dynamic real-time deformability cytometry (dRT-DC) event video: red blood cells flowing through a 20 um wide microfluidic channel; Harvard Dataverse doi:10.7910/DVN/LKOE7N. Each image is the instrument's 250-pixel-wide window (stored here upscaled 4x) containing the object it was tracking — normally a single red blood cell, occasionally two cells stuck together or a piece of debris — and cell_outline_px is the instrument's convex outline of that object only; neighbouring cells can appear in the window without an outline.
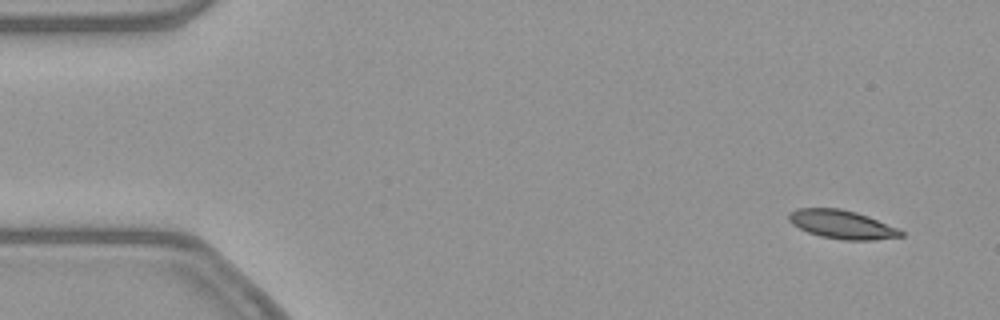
{"species": "common noctule bat (a hibernating species)", "species_latin": "Nyctalus noctula", "temperature_condition": "warm", "stored_images_in_passage": 14, "camera_frame_rate_fps": 3000, "um_per_image_px": 0.085, "animal": {"sex": "female", "body_mass_g": 21.9}, "frame": {"image": 1, "passage_image": 3, "time_ms": 0.667, "image_size_px": [1000, 320], "cell_outline_px": [[904, 236], [872, 240], [844, 240], [820, 236], [808, 232], [792, 224], [788, 220], [788, 212], [796, 208], [840, 208], [856, 212], [868, 216], [896, 228], [904, 232]], "centroid_in_image_um": [71.53, 19.07], "position_along_channel_um": 13.5, "area_um2": 18.61}}